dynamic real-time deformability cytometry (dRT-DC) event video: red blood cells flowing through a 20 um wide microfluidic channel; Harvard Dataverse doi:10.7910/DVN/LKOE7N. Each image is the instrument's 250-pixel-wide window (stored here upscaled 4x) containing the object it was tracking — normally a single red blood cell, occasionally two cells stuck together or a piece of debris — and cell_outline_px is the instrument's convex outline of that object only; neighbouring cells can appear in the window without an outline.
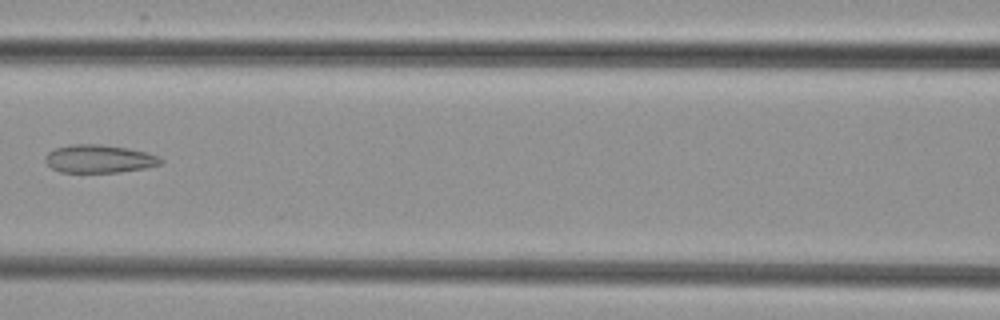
{"species": "common noctule bat (a hibernating species)", "species_latin": "Nyctalus noctula", "temperature_condition": "cold", "stored_images_in_passage": 8, "camera_frame_rate_fps": 3000, "um_per_image_px": 0.085, "animal": {"sex": "female", "body_mass_g": 29.2, "forearm_length_mm": 56.3}, "frame": {"image": 1, "passage_image": 7, "time_ms": 8.0, "image_size_px": [1000, 320], "cell_outline_px": [[164, 160], [160, 164], [144, 168], [120, 172], [60, 172], [52, 168], [44, 160], [44, 156], [48, 152], [56, 148], [72, 144], [100, 144], [128, 148], [148, 152], [160, 156]], "centroid_in_image_um": [8.44, 13.49], "position_along_channel_um": 158.2, "area_um2": 18.96}}
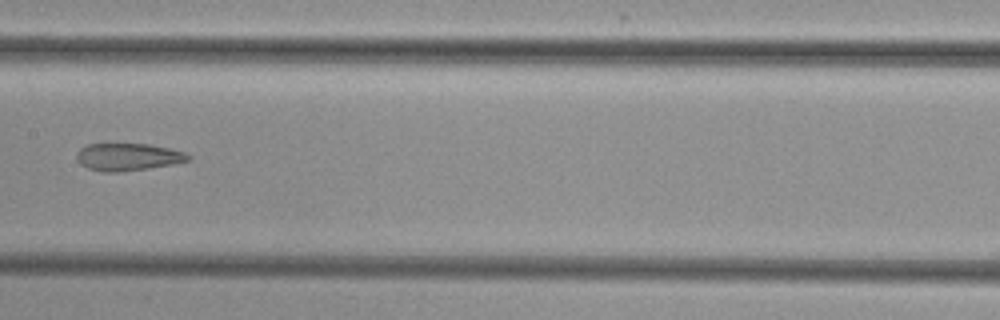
{"frame": {"image": 2, "passage_image": 8, "time_ms": 9.0, "image_size_px": [1000, 320], "cell_outline_px": [[192, 156], [188, 160], [172, 164], [148, 168], [120, 172], [104, 172], [88, 168], [80, 164], [76, 160], [76, 152], [80, 148], [88, 144], [148, 144], [168, 148], [184, 152]], "centroid_in_image_um": [10.83, 13.34], "position_along_channel_um": 196.6, "area_um2": 17.74}}